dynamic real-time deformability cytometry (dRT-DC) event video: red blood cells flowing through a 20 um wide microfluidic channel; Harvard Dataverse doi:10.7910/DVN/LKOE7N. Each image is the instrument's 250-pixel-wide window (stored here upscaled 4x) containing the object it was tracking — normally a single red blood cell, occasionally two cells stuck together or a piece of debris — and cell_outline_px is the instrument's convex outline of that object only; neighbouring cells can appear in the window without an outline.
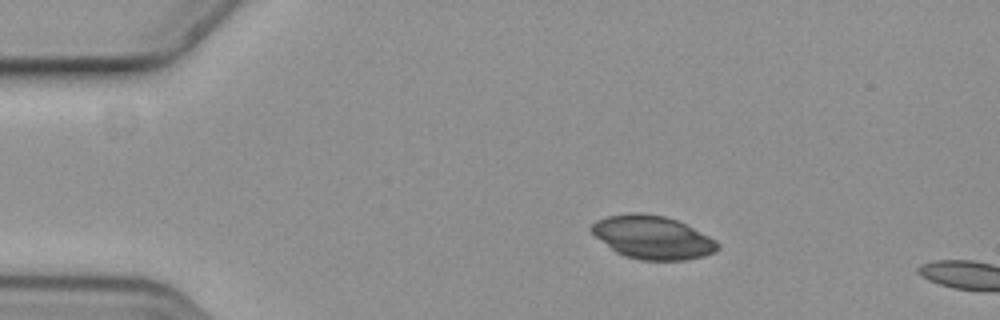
{"species": "common noctule bat (a hibernating species)", "species_latin": "Nyctalus noctula", "temperature_condition": "cold", "stored_images_in_passage": 4, "camera_frame_rate_fps": 3000, "um_per_image_px": 0.085, "animal": {"sex": "female", "body_mass_g": 19.3, "forearm_length_mm": 54.1}, "frame": {"image": 1, "passage_image": 1, "time_ms": 0.0, "image_size_px": [1000, 320], "cell_outline_px": [[720, 248], [716, 252], [704, 256], [688, 260], [640, 260], [624, 256], [616, 252], [596, 236], [588, 228], [596, 220], [608, 216], [628, 212], [640, 212], [664, 216], [676, 220], [716, 240], [720, 244]], "centroid_in_image_um": [55.47, 20.18], "position_along_channel_um": 29.5, "area_um2": 31.79}}